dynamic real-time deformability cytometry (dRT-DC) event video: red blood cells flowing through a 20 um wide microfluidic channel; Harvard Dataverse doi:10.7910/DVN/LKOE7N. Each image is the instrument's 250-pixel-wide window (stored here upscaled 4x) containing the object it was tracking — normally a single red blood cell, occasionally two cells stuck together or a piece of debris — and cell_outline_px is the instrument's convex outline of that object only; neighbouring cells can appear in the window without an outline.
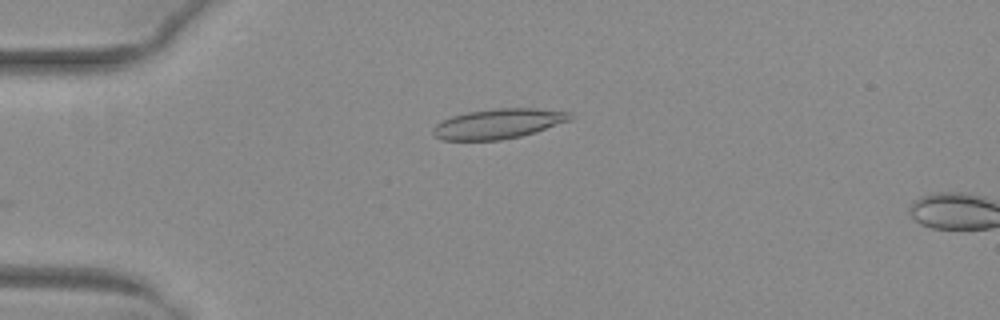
{"species": "common noctule bat (a hibernating species)", "species_latin": "Nyctalus noctula", "temperature_condition": "warm", "stored_images_in_passage": 5, "camera_frame_rate_fps": 3000, "um_per_image_px": 0.085, "animal": {"sex": "female", "body_mass_g": 29.2, "forearm_length_mm": 56.3}, "frame": {"image": 1, "passage_image": 3, "time_ms": 0.667, "image_size_px": [1000, 320], "cell_outline_px": [[576, 116], [572, 120], [536, 132], [520, 136], [500, 140], [444, 140], [436, 136], [432, 132], [432, 128], [436, 124], [452, 116], [468, 112], [496, 108], [536, 108], [568, 112]], "centroid_in_image_um": [42.41, 10.51], "position_along_channel_um": 42.6, "area_um2": 23.93}}